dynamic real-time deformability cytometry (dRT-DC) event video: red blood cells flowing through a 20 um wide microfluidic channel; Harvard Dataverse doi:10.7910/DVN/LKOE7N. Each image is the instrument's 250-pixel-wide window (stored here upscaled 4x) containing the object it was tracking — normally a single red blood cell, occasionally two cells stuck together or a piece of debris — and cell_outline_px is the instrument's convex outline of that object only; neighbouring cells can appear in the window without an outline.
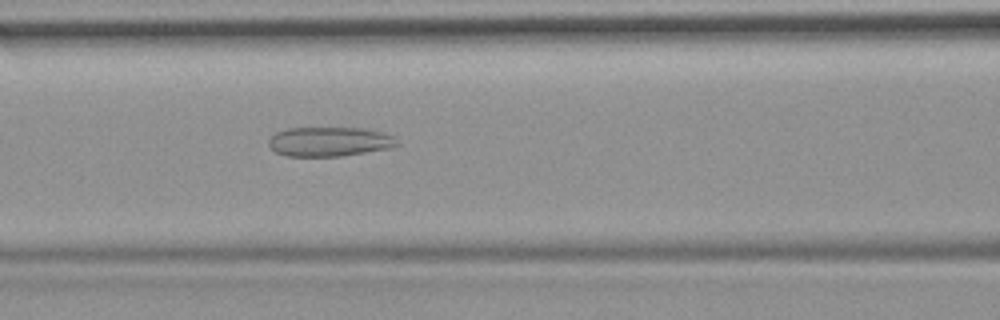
{"species": "common noctule bat (a hibernating species)", "species_latin": "Nyctalus noctula", "temperature_condition": "room temperature", "stored_images_in_passage": 37, "camera_frame_rate_fps": 3000, "um_per_image_px": 0.085, "animal": {"sex": "female", "body_mass_g": 19.9}, "frame": {"image": 1, "passage_image": 11, "time_ms": 3.333, "image_size_px": [1000, 320], "cell_outline_px": [[400, 144], [388, 148], [340, 156], [288, 156], [276, 152], [268, 144], [268, 140], [276, 132], [288, 128], [360, 128], [380, 132], [392, 136]], "centroid_in_image_um": [27.96, 12.04], "position_along_channel_um": 138.6, "area_um2": 21.68}, "authors_computed_cell_mechanics": {"area_um2": 23.409, "velocity_mm_per_s": 3.7188, "shape_relaxation_time_tau1_ms": null, "shape_relaxation_time_tau2_ms": 1.6384, "deformation_change_tau1": null, "deformation_change_tau2": 0.086}}